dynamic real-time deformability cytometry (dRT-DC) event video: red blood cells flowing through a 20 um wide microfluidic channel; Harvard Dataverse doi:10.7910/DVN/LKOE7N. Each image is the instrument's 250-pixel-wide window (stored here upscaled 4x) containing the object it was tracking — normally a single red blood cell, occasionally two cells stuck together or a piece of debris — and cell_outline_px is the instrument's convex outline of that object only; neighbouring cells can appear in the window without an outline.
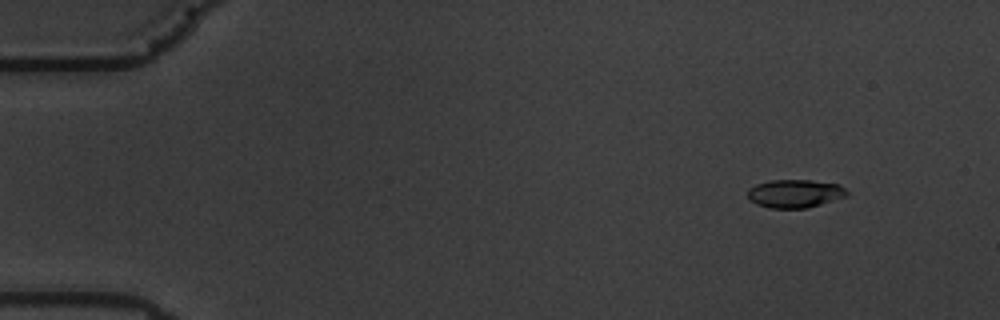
{"species": "common noctule bat (a hibernating species)", "species_latin": "Nyctalus noctula", "temperature_condition": "warm", "stored_images_in_passage": 59, "camera_frame_rate_fps": 3000, "um_per_image_px": 0.085, "animal": {"sex": "male", "body_mass_g": 19.5, "forearm_length_mm": 54.6}, "frame": {"image": 1, "passage_image": 7, "time_ms": 2.0, "image_size_px": [1000, 320], "cell_outline_px": [[848, 196], [808, 208], [768, 208], [756, 204], [748, 200], [748, 188], [756, 184], [768, 180], [812, 180], [840, 184], [848, 192]], "centroid_in_image_um": [67.56, 16.45], "position_along_channel_um": 17.4, "area_um2": 16.59}}
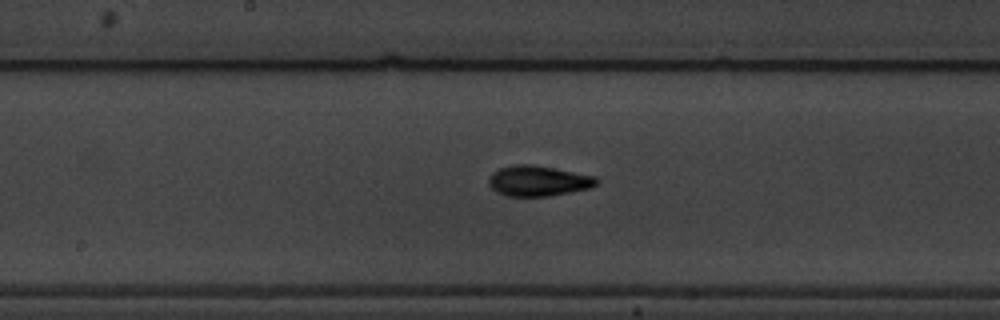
{"frame": {"image": 2, "passage_image": 32, "time_ms": 10.333, "image_size_px": [1000, 320], "cell_outline_px": [[600, 180], [596, 184], [588, 188], [548, 196], [508, 196], [496, 192], [488, 184], [488, 180], [492, 172], [500, 168], [512, 164], [532, 164], [596, 176]], "centroid_in_image_um": [45.72, 15.36], "position_along_channel_um": 202.5, "area_um2": 19.07}}
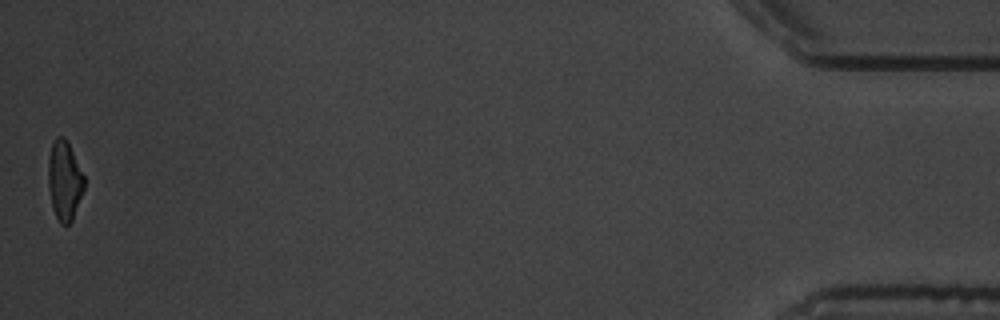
{"frame": {"image": 3, "passage_image": 59, "time_ms": 19.333, "image_size_px": [1000, 320], "cell_outline_px": [[84, 188], [72, 220], [68, 224], [60, 224], [52, 208], [48, 188], [48, 156], [52, 140], [56, 136], [64, 136], [84, 176]], "centroid_in_image_um": [5.44, 15.33], "position_along_channel_um": 429.8, "area_um2": 16.59}, "authors_computed_cell_mechanics": {"area_um2": 17.3978, "velocity_mm_per_s": 3.5261, "shape_relaxation_time_tau1_ms": 3.8221, "shape_relaxation_time_tau2_ms": 1.9931, "deformation_change_tau1": 0.1556, "deformation_change_tau2": 0.0755}}